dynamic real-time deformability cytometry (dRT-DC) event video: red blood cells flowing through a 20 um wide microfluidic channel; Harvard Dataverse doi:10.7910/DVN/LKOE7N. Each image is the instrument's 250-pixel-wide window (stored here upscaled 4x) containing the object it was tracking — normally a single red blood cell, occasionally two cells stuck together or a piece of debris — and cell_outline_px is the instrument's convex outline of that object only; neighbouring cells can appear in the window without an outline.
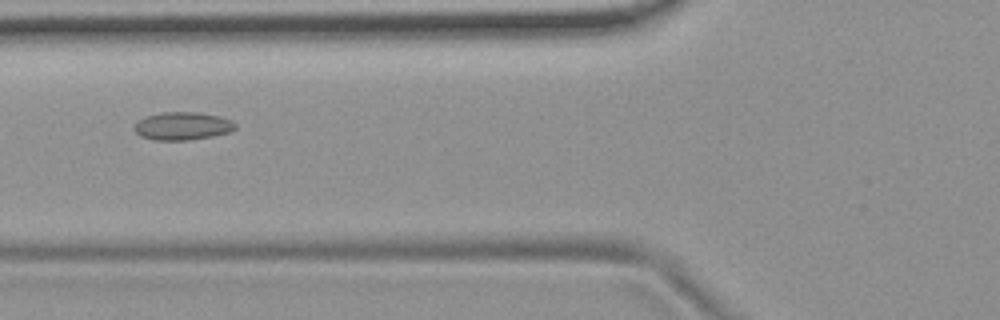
{"species": "common noctule bat (a hibernating species)", "species_latin": "Nyctalus noctula", "temperature_condition": "room temperature", "stored_images_in_passage": 15, "camera_frame_rate_fps": 3000, "um_per_image_px": 0.085, "animal": {"sex": "female", "body_mass_g": 19.9}, "frame": {"image": 1, "passage_image": 5, "time_ms": 1.333, "image_size_px": [1000, 320], "cell_outline_px": [[236, 128], [228, 132], [212, 136], [188, 140], [152, 140], [140, 136], [132, 128], [136, 120], [144, 116], [164, 112], [196, 112], [220, 116], [232, 120], [236, 124]], "centroid_in_image_um": [15.46, 10.7], "position_along_channel_um": 110.3, "area_um2": 16.65}}
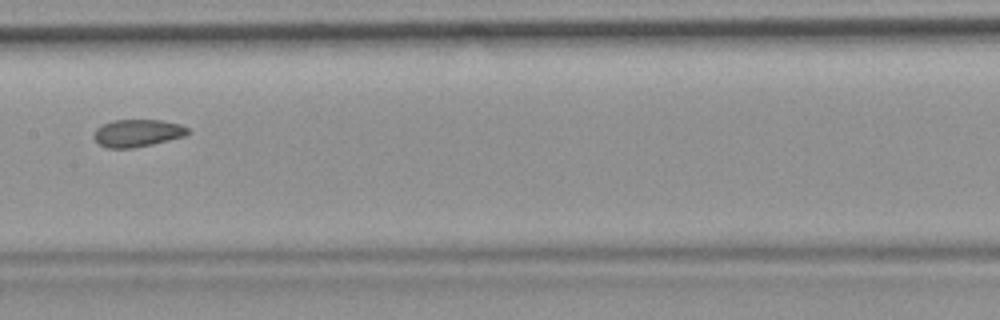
{"frame": {"image": 2, "passage_image": 7, "time_ms": 2.0, "image_size_px": [1000, 320], "cell_outline_px": [[192, 132], [184, 136], [152, 144], [132, 148], [108, 148], [100, 144], [92, 136], [96, 128], [112, 120], [160, 120], [180, 124], [188, 128]], "centroid_in_image_um": [11.69, 11.3], "position_along_channel_um": 195.7, "area_um2": 14.97}}